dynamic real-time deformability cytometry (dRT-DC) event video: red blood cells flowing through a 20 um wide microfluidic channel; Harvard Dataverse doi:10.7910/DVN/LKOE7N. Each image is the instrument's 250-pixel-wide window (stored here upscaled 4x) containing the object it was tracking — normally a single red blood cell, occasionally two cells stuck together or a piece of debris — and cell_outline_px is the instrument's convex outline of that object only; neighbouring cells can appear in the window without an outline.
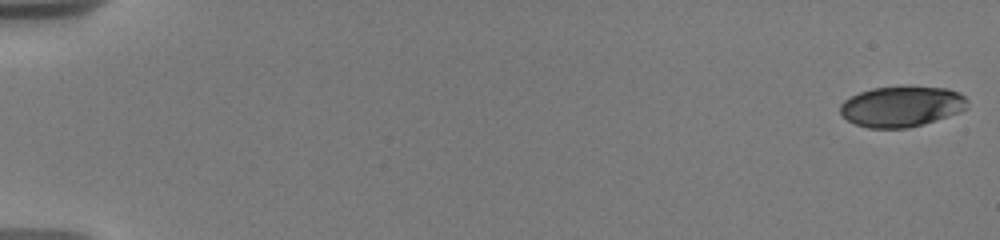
{"species": "human", "species_latin": "Homo sapiens", "temperature_condition": "warm", "stored_images_in_passage": 96, "camera_frame_rate_fps": 3000, "um_per_image_px": 0.085, "donor": {"sex": "male"}, "frame": {"image": 1, "passage_image": 1, "time_ms": 0.0, "image_size_px": [1000, 240], "cell_outline_px": [[968, 108], [960, 112], [924, 124], [908, 128], [868, 128], [856, 124], [848, 120], [840, 112], [840, 104], [844, 100], [860, 92], [872, 88], [948, 88], [960, 92], [968, 100]], "centroid_in_image_um": [76.66, 9.07], "position_along_channel_um": 8.3, "area_um2": 29.77}}
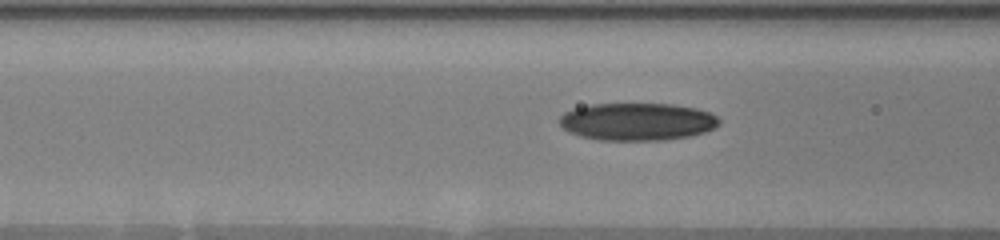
{"frame": {"image": 2, "passage_image": 48, "time_ms": 7.667, "image_size_px": [1000, 240], "cell_outline_px": [[720, 124], [704, 132], [692, 136], [664, 140], [600, 140], [580, 136], [564, 128], [560, 124], [560, 116], [564, 112], [576, 108], [592, 104], [672, 104], [696, 108], [708, 112], [716, 116], [720, 120]], "centroid_in_image_um": [54.19, 10.34], "position_along_channel_um": 112.4, "area_um2": 34.8}}
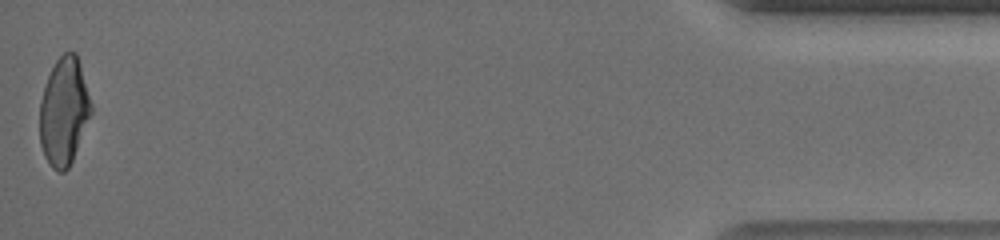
{"frame": {"image": 3, "passage_image": 94, "time_ms": 18.333, "image_size_px": [1000, 240], "cell_outline_px": [[92, 112], [72, 160], [68, 168], [64, 172], [56, 172], [52, 168], [44, 156], [40, 144], [40, 100], [48, 76], [56, 60], [64, 52], [76, 52], [80, 64], [92, 104]], "centroid_in_image_um": [5.43, 9.48], "position_along_channel_um": 429.8, "area_um2": 32.14}, "authors_computed_cell_mechanics": {"area_um2": 32.7726, "velocity_mm_per_s": 3.7054, "shape_relaxation_time_tau1_ms": 9.6509, "shape_relaxation_time_tau2_ms": 2.5842, "deformation_change_tau1": 0.2713, "deformation_change_tau2": 0.0774}}